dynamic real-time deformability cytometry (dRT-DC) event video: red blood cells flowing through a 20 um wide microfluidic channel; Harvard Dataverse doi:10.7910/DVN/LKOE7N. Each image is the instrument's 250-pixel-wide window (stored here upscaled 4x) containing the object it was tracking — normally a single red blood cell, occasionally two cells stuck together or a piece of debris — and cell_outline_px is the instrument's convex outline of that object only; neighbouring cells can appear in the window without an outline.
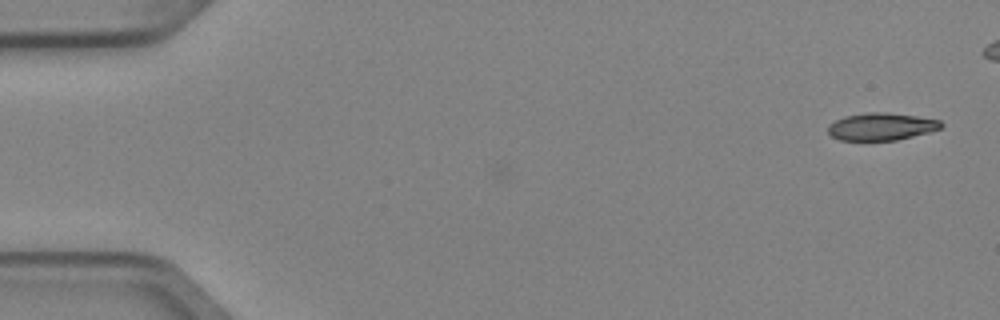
{"species": "Egyptian fruit bat (a non-hibernating species)", "species_latin": "Rousettus aegyptiacus", "temperature_condition": "cold", "stored_images_in_passage": 3, "camera_frame_rate_fps": 3000, "um_per_image_px": 0.085, "animal": {"sex": "female"}, "frame": {"image": 1, "passage_image": 3, "time_ms": 0.667, "image_size_px": [1000, 320], "cell_outline_px": [[944, 124], [940, 128], [928, 132], [896, 140], [840, 140], [832, 136], [828, 132], [828, 124], [844, 116], [868, 112], [884, 112], [916, 116], [940, 120]], "centroid_in_image_um": [74.89, 10.75], "position_along_channel_um": 10.1, "area_um2": 17.92}}